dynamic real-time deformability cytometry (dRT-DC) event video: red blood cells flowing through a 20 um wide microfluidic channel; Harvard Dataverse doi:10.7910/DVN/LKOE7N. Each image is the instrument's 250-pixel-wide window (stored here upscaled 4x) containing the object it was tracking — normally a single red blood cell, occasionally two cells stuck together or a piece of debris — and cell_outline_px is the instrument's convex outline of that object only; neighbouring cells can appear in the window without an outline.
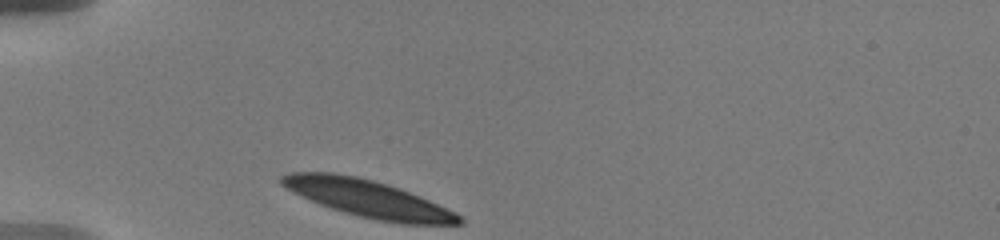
{"species": "human", "species_latin": "Homo sapiens", "temperature_condition": "warm", "stored_images_in_passage": 26, "camera_frame_rate_fps": 3000, "um_per_image_px": 0.085, "donor": {"sex": "male"}, "frame": {"image": 1, "passage_image": 1, "time_ms": 0.0, "image_size_px": [1000, 240], "cell_outline_px": [[464, 224], [400, 224], [360, 216], [344, 212], [320, 204], [280, 184], [280, 176], [292, 172], [332, 172], [356, 176], [388, 184], [428, 200], [456, 212], [464, 220]], "centroid_in_image_um": [31.31, 16.88], "position_along_channel_um": 53.7, "area_um2": 37.8}}
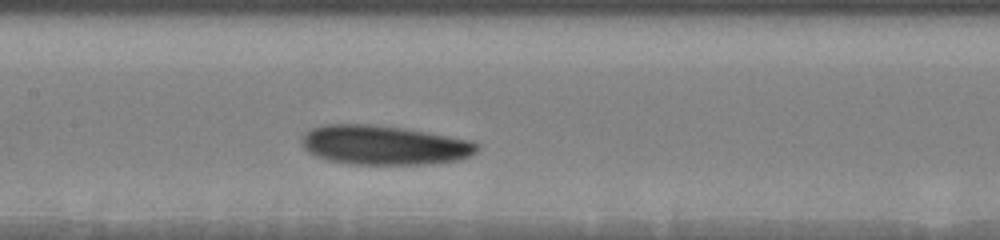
{"frame": {"image": 2, "passage_image": 10, "time_ms": 4.0, "image_size_px": [1000, 240], "cell_outline_px": [[480, 148], [476, 152], [460, 160], [432, 164], [352, 164], [328, 160], [316, 156], [308, 152], [304, 148], [300, 140], [312, 128], [324, 124], [368, 124], [404, 128], [472, 140], [480, 144]], "centroid_in_image_um": [32.68, 12.34], "position_along_channel_um": 174.7, "area_um2": 40.34}}
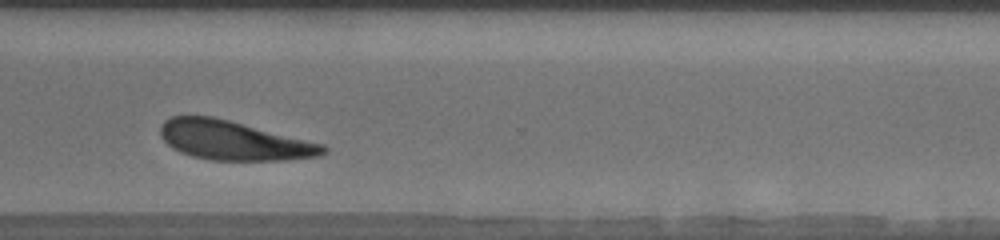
{"frame": {"image": 3, "passage_image": 22, "time_ms": 9.0, "image_size_px": [1000, 240], "cell_outline_px": [[328, 152], [316, 156], [288, 160], [212, 160], [192, 156], [180, 152], [172, 148], [160, 136], [160, 128], [164, 120], [172, 116], [212, 116], [324, 144], [328, 148]], "centroid_in_image_um": [19.85, 11.94], "position_along_channel_um": 350.7, "area_um2": 36.99}, "authors_computed_cell_mechanics": {"area_um2": 39.2173, "velocity_mm_per_s": 3.5214, "shape_relaxation_time_tau1_ms": 2.1442, "shape_relaxation_time_tau2_ms": 9.6009, "deformation_change_tau1": 0.096, "deformation_change_tau2": 0.1831}}